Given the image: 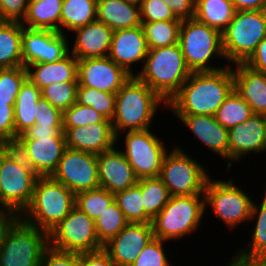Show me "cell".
Here are the masks:
<instances>
[{
	"instance_id": "cell-1",
	"label": "cell",
	"mask_w": 266,
	"mask_h": 266,
	"mask_svg": "<svg viewBox=\"0 0 266 266\" xmlns=\"http://www.w3.org/2000/svg\"><path fill=\"white\" fill-rule=\"evenodd\" d=\"M234 90L232 65L218 71L192 72L167 103L173 115H212Z\"/></svg>"
},
{
	"instance_id": "cell-2",
	"label": "cell",
	"mask_w": 266,
	"mask_h": 266,
	"mask_svg": "<svg viewBox=\"0 0 266 266\" xmlns=\"http://www.w3.org/2000/svg\"><path fill=\"white\" fill-rule=\"evenodd\" d=\"M112 125L115 135L153 128L156 113L167 104L144 82L132 76L115 94Z\"/></svg>"
},
{
	"instance_id": "cell-3",
	"label": "cell",
	"mask_w": 266,
	"mask_h": 266,
	"mask_svg": "<svg viewBox=\"0 0 266 266\" xmlns=\"http://www.w3.org/2000/svg\"><path fill=\"white\" fill-rule=\"evenodd\" d=\"M136 77L147 84L166 104L192 73L187 67L180 45L149 49Z\"/></svg>"
},
{
	"instance_id": "cell-4",
	"label": "cell",
	"mask_w": 266,
	"mask_h": 266,
	"mask_svg": "<svg viewBox=\"0 0 266 266\" xmlns=\"http://www.w3.org/2000/svg\"><path fill=\"white\" fill-rule=\"evenodd\" d=\"M76 206V195L51 176L38 177L32 200L21 214L31 226L51 232Z\"/></svg>"
},
{
	"instance_id": "cell-5",
	"label": "cell",
	"mask_w": 266,
	"mask_h": 266,
	"mask_svg": "<svg viewBox=\"0 0 266 266\" xmlns=\"http://www.w3.org/2000/svg\"><path fill=\"white\" fill-rule=\"evenodd\" d=\"M178 44L191 72L218 71L228 66L227 63L212 64L214 59L226 60L222 33L195 18L182 20Z\"/></svg>"
},
{
	"instance_id": "cell-6",
	"label": "cell",
	"mask_w": 266,
	"mask_h": 266,
	"mask_svg": "<svg viewBox=\"0 0 266 266\" xmlns=\"http://www.w3.org/2000/svg\"><path fill=\"white\" fill-rule=\"evenodd\" d=\"M204 214V195L171 196L152 221L154 238L167 242L176 240L177 243L187 236L191 237L190 234L199 232Z\"/></svg>"
},
{
	"instance_id": "cell-7",
	"label": "cell",
	"mask_w": 266,
	"mask_h": 266,
	"mask_svg": "<svg viewBox=\"0 0 266 266\" xmlns=\"http://www.w3.org/2000/svg\"><path fill=\"white\" fill-rule=\"evenodd\" d=\"M235 180L232 176L226 180L210 177L204 192L205 213L212 210L210 214L213 213L218 221L222 220L228 231L234 232L240 224L244 226L242 223L250 222L254 201L249 191L246 192L247 189L241 187L242 184L235 183Z\"/></svg>"
},
{
	"instance_id": "cell-8",
	"label": "cell",
	"mask_w": 266,
	"mask_h": 266,
	"mask_svg": "<svg viewBox=\"0 0 266 266\" xmlns=\"http://www.w3.org/2000/svg\"><path fill=\"white\" fill-rule=\"evenodd\" d=\"M203 162L186 152V148L173 144L170 152L164 155L159 178L171 196L204 195L212 174Z\"/></svg>"
},
{
	"instance_id": "cell-9",
	"label": "cell",
	"mask_w": 266,
	"mask_h": 266,
	"mask_svg": "<svg viewBox=\"0 0 266 266\" xmlns=\"http://www.w3.org/2000/svg\"><path fill=\"white\" fill-rule=\"evenodd\" d=\"M38 177L13 146H6L0 153L1 205L22 214L32 200Z\"/></svg>"
},
{
	"instance_id": "cell-10",
	"label": "cell",
	"mask_w": 266,
	"mask_h": 266,
	"mask_svg": "<svg viewBox=\"0 0 266 266\" xmlns=\"http://www.w3.org/2000/svg\"><path fill=\"white\" fill-rule=\"evenodd\" d=\"M265 37L266 10L236 11L232 21L222 32L227 65L245 63Z\"/></svg>"
},
{
	"instance_id": "cell-11",
	"label": "cell",
	"mask_w": 266,
	"mask_h": 266,
	"mask_svg": "<svg viewBox=\"0 0 266 266\" xmlns=\"http://www.w3.org/2000/svg\"><path fill=\"white\" fill-rule=\"evenodd\" d=\"M159 136L161 135L153 132V128L152 130L150 128L124 131L117 135V146L123 152L138 179L160 175L164 155L170 151L169 148L172 146H168L164 138ZM120 138L121 140L124 138L123 141H120ZM119 143H122L121 147ZM123 144L125 146L122 147Z\"/></svg>"
},
{
	"instance_id": "cell-12",
	"label": "cell",
	"mask_w": 266,
	"mask_h": 266,
	"mask_svg": "<svg viewBox=\"0 0 266 266\" xmlns=\"http://www.w3.org/2000/svg\"><path fill=\"white\" fill-rule=\"evenodd\" d=\"M48 247V233L21 219L0 247V266H41Z\"/></svg>"
},
{
	"instance_id": "cell-13",
	"label": "cell",
	"mask_w": 266,
	"mask_h": 266,
	"mask_svg": "<svg viewBox=\"0 0 266 266\" xmlns=\"http://www.w3.org/2000/svg\"><path fill=\"white\" fill-rule=\"evenodd\" d=\"M49 246L65 252H93L103 248L96 233L95 221L76 206L48 233Z\"/></svg>"
},
{
	"instance_id": "cell-14",
	"label": "cell",
	"mask_w": 266,
	"mask_h": 266,
	"mask_svg": "<svg viewBox=\"0 0 266 266\" xmlns=\"http://www.w3.org/2000/svg\"><path fill=\"white\" fill-rule=\"evenodd\" d=\"M51 177L75 195L99 188L97 155L66 148Z\"/></svg>"
},
{
	"instance_id": "cell-15",
	"label": "cell",
	"mask_w": 266,
	"mask_h": 266,
	"mask_svg": "<svg viewBox=\"0 0 266 266\" xmlns=\"http://www.w3.org/2000/svg\"><path fill=\"white\" fill-rule=\"evenodd\" d=\"M69 35L23 26V66L35 63H52L64 58L69 52Z\"/></svg>"
},
{
	"instance_id": "cell-16",
	"label": "cell",
	"mask_w": 266,
	"mask_h": 266,
	"mask_svg": "<svg viewBox=\"0 0 266 266\" xmlns=\"http://www.w3.org/2000/svg\"><path fill=\"white\" fill-rule=\"evenodd\" d=\"M131 77L108 56L78 60V87L116 94Z\"/></svg>"
},
{
	"instance_id": "cell-17",
	"label": "cell",
	"mask_w": 266,
	"mask_h": 266,
	"mask_svg": "<svg viewBox=\"0 0 266 266\" xmlns=\"http://www.w3.org/2000/svg\"><path fill=\"white\" fill-rule=\"evenodd\" d=\"M13 147L39 177L51 176L66 149V137L16 140Z\"/></svg>"
},
{
	"instance_id": "cell-18",
	"label": "cell",
	"mask_w": 266,
	"mask_h": 266,
	"mask_svg": "<svg viewBox=\"0 0 266 266\" xmlns=\"http://www.w3.org/2000/svg\"><path fill=\"white\" fill-rule=\"evenodd\" d=\"M265 152L263 115L253 114L244 123L228 129V170L248 155L259 157Z\"/></svg>"
},
{
	"instance_id": "cell-19",
	"label": "cell",
	"mask_w": 266,
	"mask_h": 266,
	"mask_svg": "<svg viewBox=\"0 0 266 266\" xmlns=\"http://www.w3.org/2000/svg\"><path fill=\"white\" fill-rule=\"evenodd\" d=\"M153 238L152 223H128L103 249L115 266H130Z\"/></svg>"
},
{
	"instance_id": "cell-20",
	"label": "cell",
	"mask_w": 266,
	"mask_h": 266,
	"mask_svg": "<svg viewBox=\"0 0 266 266\" xmlns=\"http://www.w3.org/2000/svg\"><path fill=\"white\" fill-rule=\"evenodd\" d=\"M148 51L143 28L139 25L114 31L108 57L131 76H135L137 70L133 67L141 64L142 69Z\"/></svg>"
},
{
	"instance_id": "cell-21",
	"label": "cell",
	"mask_w": 266,
	"mask_h": 266,
	"mask_svg": "<svg viewBox=\"0 0 266 266\" xmlns=\"http://www.w3.org/2000/svg\"><path fill=\"white\" fill-rule=\"evenodd\" d=\"M181 125L197 138L211 154L216 155L227 164L228 169V129L220 125L212 115H173Z\"/></svg>"
},
{
	"instance_id": "cell-22",
	"label": "cell",
	"mask_w": 266,
	"mask_h": 266,
	"mask_svg": "<svg viewBox=\"0 0 266 266\" xmlns=\"http://www.w3.org/2000/svg\"><path fill=\"white\" fill-rule=\"evenodd\" d=\"M66 148L99 155L117 145L112 122L88 124L77 128H63Z\"/></svg>"
},
{
	"instance_id": "cell-23",
	"label": "cell",
	"mask_w": 266,
	"mask_h": 266,
	"mask_svg": "<svg viewBox=\"0 0 266 266\" xmlns=\"http://www.w3.org/2000/svg\"><path fill=\"white\" fill-rule=\"evenodd\" d=\"M100 187L112 194L137 184L138 178L117 145L97 155Z\"/></svg>"
},
{
	"instance_id": "cell-24",
	"label": "cell",
	"mask_w": 266,
	"mask_h": 266,
	"mask_svg": "<svg viewBox=\"0 0 266 266\" xmlns=\"http://www.w3.org/2000/svg\"><path fill=\"white\" fill-rule=\"evenodd\" d=\"M70 34V53L77 59L106 57L109 54L114 30L106 24L94 21ZM73 40V43H72Z\"/></svg>"
},
{
	"instance_id": "cell-25",
	"label": "cell",
	"mask_w": 266,
	"mask_h": 266,
	"mask_svg": "<svg viewBox=\"0 0 266 266\" xmlns=\"http://www.w3.org/2000/svg\"><path fill=\"white\" fill-rule=\"evenodd\" d=\"M235 92L250 106L253 114H266V74L244 63L232 65Z\"/></svg>"
},
{
	"instance_id": "cell-26",
	"label": "cell",
	"mask_w": 266,
	"mask_h": 266,
	"mask_svg": "<svg viewBox=\"0 0 266 266\" xmlns=\"http://www.w3.org/2000/svg\"><path fill=\"white\" fill-rule=\"evenodd\" d=\"M26 70L27 79L40 90L53 83L78 82V60L70 52L52 63L28 65Z\"/></svg>"
},
{
	"instance_id": "cell-27",
	"label": "cell",
	"mask_w": 266,
	"mask_h": 266,
	"mask_svg": "<svg viewBox=\"0 0 266 266\" xmlns=\"http://www.w3.org/2000/svg\"><path fill=\"white\" fill-rule=\"evenodd\" d=\"M97 21L112 30L141 25L139 5L124 0L97 1Z\"/></svg>"
},
{
	"instance_id": "cell-28",
	"label": "cell",
	"mask_w": 266,
	"mask_h": 266,
	"mask_svg": "<svg viewBox=\"0 0 266 266\" xmlns=\"http://www.w3.org/2000/svg\"><path fill=\"white\" fill-rule=\"evenodd\" d=\"M63 0H30L21 24L30 29L60 32Z\"/></svg>"
},
{
	"instance_id": "cell-29",
	"label": "cell",
	"mask_w": 266,
	"mask_h": 266,
	"mask_svg": "<svg viewBox=\"0 0 266 266\" xmlns=\"http://www.w3.org/2000/svg\"><path fill=\"white\" fill-rule=\"evenodd\" d=\"M41 98V90L26 79L20 87L14 104L15 141L19 135L34 126L37 113L36 103Z\"/></svg>"
},
{
	"instance_id": "cell-30",
	"label": "cell",
	"mask_w": 266,
	"mask_h": 266,
	"mask_svg": "<svg viewBox=\"0 0 266 266\" xmlns=\"http://www.w3.org/2000/svg\"><path fill=\"white\" fill-rule=\"evenodd\" d=\"M21 22L0 21V69L23 66Z\"/></svg>"
},
{
	"instance_id": "cell-31",
	"label": "cell",
	"mask_w": 266,
	"mask_h": 266,
	"mask_svg": "<svg viewBox=\"0 0 266 266\" xmlns=\"http://www.w3.org/2000/svg\"><path fill=\"white\" fill-rule=\"evenodd\" d=\"M259 203L253 201L251 208L249 224H255H252L254 227L247 232L250 233V240H247V244L238 246V249L235 248L240 254L247 257H264L266 255V197L260 195Z\"/></svg>"
},
{
	"instance_id": "cell-32",
	"label": "cell",
	"mask_w": 266,
	"mask_h": 266,
	"mask_svg": "<svg viewBox=\"0 0 266 266\" xmlns=\"http://www.w3.org/2000/svg\"><path fill=\"white\" fill-rule=\"evenodd\" d=\"M96 20L97 0H63L60 33L68 35L69 32L72 36L71 32Z\"/></svg>"
},
{
	"instance_id": "cell-33",
	"label": "cell",
	"mask_w": 266,
	"mask_h": 266,
	"mask_svg": "<svg viewBox=\"0 0 266 266\" xmlns=\"http://www.w3.org/2000/svg\"><path fill=\"white\" fill-rule=\"evenodd\" d=\"M235 12L231 0H195L194 18L221 33L232 21Z\"/></svg>"
},
{
	"instance_id": "cell-34",
	"label": "cell",
	"mask_w": 266,
	"mask_h": 266,
	"mask_svg": "<svg viewBox=\"0 0 266 266\" xmlns=\"http://www.w3.org/2000/svg\"><path fill=\"white\" fill-rule=\"evenodd\" d=\"M141 189L145 212L154 219L171 197L167 187L159 177L141 178L136 184Z\"/></svg>"
},
{
	"instance_id": "cell-35",
	"label": "cell",
	"mask_w": 266,
	"mask_h": 266,
	"mask_svg": "<svg viewBox=\"0 0 266 266\" xmlns=\"http://www.w3.org/2000/svg\"><path fill=\"white\" fill-rule=\"evenodd\" d=\"M182 20L141 22L149 49L171 46L178 43Z\"/></svg>"
},
{
	"instance_id": "cell-36",
	"label": "cell",
	"mask_w": 266,
	"mask_h": 266,
	"mask_svg": "<svg viewBox=\"0 0 266 266\" xmlns=\"http://www.w3.org/2000/svg\"><path fill=\"white\" fill-rule=\"evenodd\" d=\"M252 115L250 106L233 90L218 108L214 117L220 125L230 129L244 123Z\"/></svg>"
},
{
	"instance_id": "cell-37",
	"label": "cell",
	"mask_w": 266,
	"mask_h": 266,
	"mask_svg": "<svg viewBox=\"0 0 266 266\" xmlns=\"http://www.w3.org/2000/svg\"><path fill=\"white\" fill-rule=\"evenodd\" d=\"M141 189L135 185L114 194V201L129 223H152L153 219L145 212Z\"/></svg>"
},
{
	"instance_id": "cell-38",
	"label": "cell",
	"mask_w": 266,
	"mask_h": 266,
	"mask_svg": "<svg viewBox=\"0 0 266 266\" xmlns=\"http://www.w3.org/2000/svg\"><path fill=\"white\" fill-rule=\"evenodd\" d=\"M113 202L114 194L101 187L76 194V207L94 221H96Z\"/></svg>"
},
{
	"instance_id": "cell-39",
	"label": "cell",
	"mask_w": 266,
	"mask_h": 266,
	"mask_svg": "<svg viewBox=\"0 0 266 266\" xmlns=\"http://www.w3.org/2000/svg\"><path fill=\"white\" fill-rule=\"evenodd\" d=\"M129 222L114 201L95 221L99 242L104 245L118 235Z\"/></svg>"
},
{
	"instance_id": "cell-40",
	"label": "cell",
	"mask_w": 266,
	"mask_h": 266,
	"mask_svg": "<svg viewBox=\"0 0 266 266\" xmlns=\"http://www.w3.org/2000/svg\"><path fill=\"white\" fill-rule=\"evenodd\" d=\"M76 103L93 107L99 114L112 121L115 112V94L90 87H78Z\"/></svg>"
},
{
	"instance_id": "cell-41",
	"label": "cell",
	"mask_w": 266,
	"mask_h": 266,
	"mask_svg": "<svg viewBox=\"0 0 266 266\" xmlns=\"http://www.w3.org/2000/svg\"><path fill=\"white\" fill-rule=\"evenodd\" d=\"M78 82L53 83L41 90L42 98L64 112L76 103Z\"/></svg>"
},
{
	"instance_id": "cell-42",
	"label": "cell",
	"mask_w": 266,
	"mask_h": 266,
	"mask_svg": "<svg viewBox=\"0 0 266 266\" xmlns=\"http://www.w3.org/2000/svg\"><path fill=\"white\" fill-rule=\"evenodd\" d=\"M27 79L24 66L0 69V102L15 104L21 85Z\"/></svg>"
},
{
	"instance_id": "cell-43",
	"label": "cell",
	"mask_w": 266,
	"mask_h": 266,
	"mask_svg": "<svg viewBox=\"0 0 266 266\" xmlns=\"http://www.w3.org/2000/svg\"><path fill=\"white\" fill-rule=\"evenodd\" d=\"M168 244L167 241L153 238L130 266H174L168 257L170 254H167Z\"/></svg>"
},
{
	"instance_id": "cell-44",
	"label": "cell",
	"mask_w": 266,
	"mask_h": 266,
	"mask_svg": "<svg viewBox=\"0 0 266 266\" xmlns=\"http://www.w3.org/2000/svg\"><path fill=\"white\" fill-rule=\"evenodd\" d=\"M105 119L93 107L75 103L63 112V128H77L88 124L102 123Z\"/></svg>"
},
{
	"instance_id": "cell-45",
	"label": "cell",
	"mask_w": 266,
	"mask_h": 266,
	"mask_svg": "<svg viewBox=\"0 0 266 266\" xmlns=\"http://www.w3.org/2000/svg\"><path fill=\"white\" fill-rule=\"evenodd\" d=\"M139 10L141 22L180 20L163 0H142Z\"/></svg>"
},
{
	"instance_id": "cell-46",
	"label": "cell",
	"mask_w": 266,
	"mask_h": 266,
	"mask_svg": "<svg viewBox=\"0 0 266 266\" xmlns=\"http://www.w3.org/2000/svg\"><path fill=\"white\" fill-rule=\"evenodd\" d=\"M0 142L6 146L15 143L14 104L0 102Z\"/></svg>"
},
{
	"instance_id": "cell-47",
	"label": "cell",
	"mask_w": 266,
	"mask_h": 266,
	"mask_svg": "<svg viewBox=\"0 0 266 266\" xmlns=\"http://www.w3.org/2000/svg\"><path fill=\"white\" fill-rule=\"evenodd\" d=\"M35 124L38 126H63V112L41 98L37 103Z\"/></svg>"
},
{
	"instance_id": "cell-48",
	"label": "cell",
	"mask_w": 266,
	"mask_h": 266,
	"mask_svg": "<svg viewBox=\"0 0 266 266\" xmlns=\"http://www.w3.org/2000/svg\"><path fill=\"white\" fill-rule=\"evenodd\" d=\"M30 0H0V21L22 22Z\"/></svg>"
},
{
	"instance_id": "cell-49",
	"label": "cell",
	"mask_w": 266,
	"mask_h": 266,
	"mask_svg": "<svg viewBox=\"0 0 266 266\" xmlns=\"http://www.w3.org/2000/svg\"><path fill=\"white\" fill-rule=\"evenodd\" d=\"M41 266H79V253L51 248L45 250Z\"/></svg>"
},
{
	"instance_id": "cell-50",
	"label": "cell",
	"mask_w": 266,
	"mask_h": 266,
	"mask_svg": "<svg viewBox=\"0 0 266 266\" xmlns=\"http://www.w3.org/2000/svg\"><path fill=\"white\" fill-rule=\"evenodd\" d=\"M21 220V213L14 209L0 205V247L6 241L8 234Z\"/></svg>"
},
{
	"instance_id": "cell-51",
	"label": "cell",
	"mask_w": 266,
	"mask_h": 266,
	"mask_svg": "<svg viewBox=\"0 0 266 266\" xmlns=\"http://www.w3.org/2000/svg\"><path fill=\"white\" fill-rule=\"evenodd\" d=\"M39 137H65L63 126H38L28 128L16 140H36Z\"/></svg>"
},
{
	"instance_id": "cell-52",
	"label": "cell",
	"mask_w": 266,
	"mask_h": 266,
	"mask_svg": "<svg viewBox=\"0 0 266 266\" xmlns=\"http://www.w3.org/2000/svg\"><path fill=\"white\" fill-rule=\"evenodd\" d=\"M79 266H115L109 254L102 248L79 254Z\"/></svg>"
},
{
	"instance_id": "cell-53",
	"label": "cell",
	"mask_w": 266,
	"mask_h": 266,
	"mask_svg": "<svg viewBox=\"0 0 266 266\" xmlns=\"http://www.w3.org/2000/svg\"><path fill=\"white\" fill-rule=\"evenodd\" d=\"M180 20L194 18L195 0H163Z\"/></svg>"
},
{
	"instance_id": "cell-54",
	"label": "cell",
	"mask_w": 266,
	"mask_h": 266,
	"mask_svg": "<svg viewBox=\"0 0 266 266\" xmlns=\"http://www.w3.org/2000/svg\"><path fill=\"white\" fill-rule=\"evenodd\" d=\"M244 64L257 72L266 74V37L257 45L255 52Z\"/></svg>"
},
{
	"instance_id": "cell-55",
	"label": "cell",
	"mask_w": 266,
	"mask_h": 266,
	"mask_svg": "<svg viewBox=\"0 0 266 266\" xmlns=\"http://www.w3.org/2000/svg\"><path fill=\"white\" fill-rule=\"evenodd\" d=\"M224 266H266L264 257H247L235 250V255Z\"/></svg>"
},
{
	"instance_id": "cell-56",
	"label": "cell",
	"mask_w": 266,
	"mask_h": 266,
	"mask_svg": "<svg viewBox=\"0 0 266 266\" xmlns=\"http://www.w3.org/2000/svg\"><path fill=\"white\" fill-rule=\"evenodd\" d=\"M236 11L266 10V0H231Z\"/></svg>"
},
{
	"instance_id": "cell-57",
	"label": "cell",
	"mask_w": 266,
	"mask_h": 266,
	"mask_svg": "<svg viewBox=\"0 0 266 266\" xmlns=\"http://www.w3.org/2000/svg\"><path fill=\"white\" fill-rule=\"evenodd\" d=\"M263 124H264V138H265V149H266V114L263 115Z\"/></svg>"
},
{
	"instance_id": "cell-58",
	"label": "cell",
	"mask_w": 266,
	"mask_h": 266,
	"mask_svg": "<svg viewBox=\"0 0 266 266\" xmlns=\"http://www.w3.org/2000/svg\"><path fill=\"white\" fill-rule=\"evenodd\" d=\"M126 2H130V3H134L136 5H139L141 3L142 0H124Z\"/></svg>"
},
{
	"instance_id": "cell-59",
	"label": "cell",
	"mask_w": 266,
	"mask_h": 266,
	"mask_svg": "<svg viewBox=\"0 0 266 266\" xmlns=\"http://www.w3.org/2000/svg\"><path fill=\"white\" fill-rule=\"evenodd\" d=\"M5 147H6V145L3 144L2 142H0V153H1V151H2Z\"/></svg>"
},
{
	"instance_id": "cell-60",
	"label": "cell",
	"mask_w": 266,
	"mask_h": 266,
	"mask_svg": "<svg viewBox=\"0 0 266 266\" xmlns=\"http://www.w3.org/2000/svg\"><path fill=\"white\" fill-rule=\"evenodd\" d=\"M264 183L266 184V182H264ZM265 187H266V185H265ZM264 190L261 192L262 193L261 196H265L266 197V188Z\"/></svg>"
}]
</instances>
